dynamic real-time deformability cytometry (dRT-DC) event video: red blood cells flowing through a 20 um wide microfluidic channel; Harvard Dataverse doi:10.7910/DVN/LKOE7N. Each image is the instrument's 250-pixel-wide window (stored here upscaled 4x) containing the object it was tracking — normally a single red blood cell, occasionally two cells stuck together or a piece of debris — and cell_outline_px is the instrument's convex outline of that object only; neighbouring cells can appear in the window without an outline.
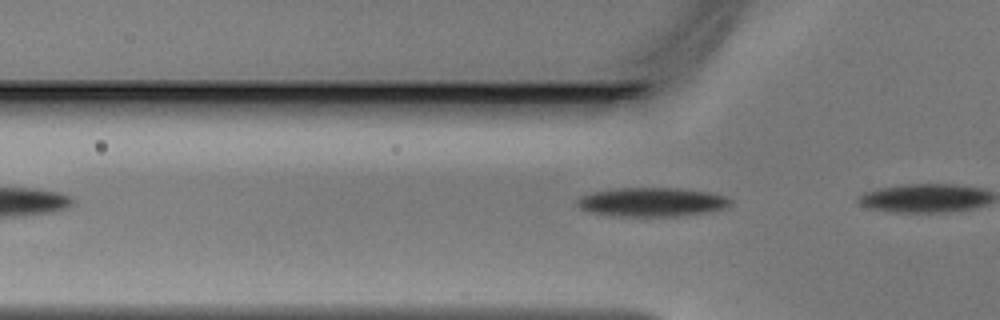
{"species": "Egyptian fruit bat (a non-hibernating species)", "species_latin": "Rousettus aegyptiacus", "temperature_condition": "warm", "stored_images_in_passage": 4, "camera_frame_rate_fps": 3000, "um_per_image_px": 0.085, "animal": {"sex": "male"}, "frame": {"image": 1, "passage_image": 2, "time_ms": 0.333, "image_size_px": [1000, 320], "cell_outline_px": [[732, 204], [728, 208], [712, 212], [680, 216], [620, 216], [588, 212], [580, 208], [576, 204], [576, 200], [580, 196], [592, 192], [616, 188], [680, 188], [708, 192], [728, 196], [732, 200]], "centroid_in_image_um": [55.47, 17.18], "position_along_channel_um": 70.3, "area_um2": 26.3}}